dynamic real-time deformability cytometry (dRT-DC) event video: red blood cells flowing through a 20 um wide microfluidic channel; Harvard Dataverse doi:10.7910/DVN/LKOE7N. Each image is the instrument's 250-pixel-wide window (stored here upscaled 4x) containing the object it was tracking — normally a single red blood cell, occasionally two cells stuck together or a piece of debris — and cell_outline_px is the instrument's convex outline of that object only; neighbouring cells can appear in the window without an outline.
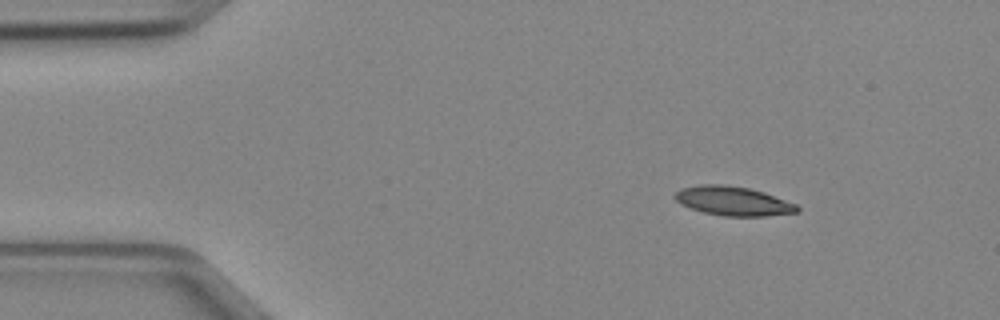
{"species": "Egyptian fruit bat (a non-hibernating species)", "species_latin": "Rousettus aegyptiacus", "temperature_condition": "cold", "stored_images_in_passage": 44, "camera_frame_rate_fps": 3000, "um_per_image_px": 0.085, "animal": {"sex": "female"}, "frame": {"image": 1, "passage_image": 1, "time_ms": 0.0, "image_size_px": [1000, 320], "cell_outline_px": [[800, 212], [764, 216], [724, 216], [704, 212], [680, 204], [672, 196], [680, 188], [700, 184], [724, 184], [748, 188], [764, 192], [796, 204], [800, 208]], "centroid_in_image_um": [62.3, 17.08], "position_along_channel_um": 22.7, "area_um2": 20.81}}
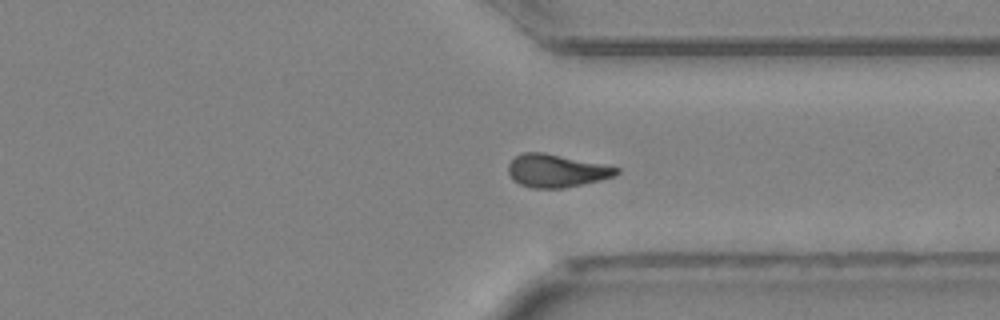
{"frame": {"image": 2, "passage_image": 32, "time_ms": 10.333, "image_size_px": [1000, 320], "cell_outline_px": [[620, 172], [616, 176], [600, 180], [564, 188], [532, 188], [520, 184], [512, 180], [508, 172], [508, 164], [516, 156], [524, 152], [544, 152], [604, 164], [620, 168]], "centroid_in_image_um": [47.3, 14.51], "position_along_channel_um": 364.1, "area_um2": 20.87}}
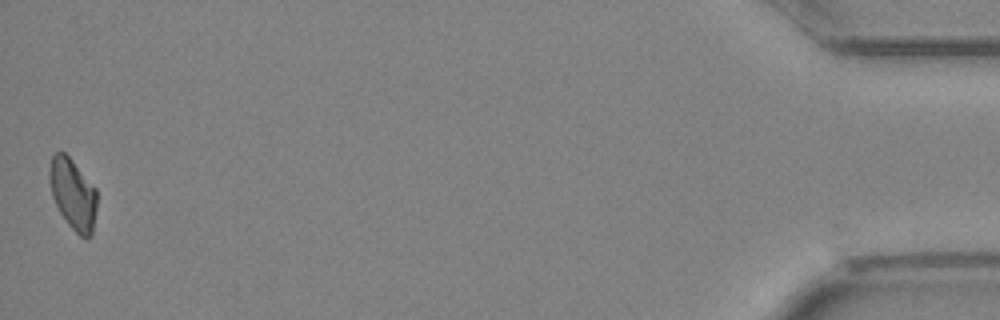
{"frame": {"image": 3, "passage_image": 44, "time_ms": 14.333, "image_size_px": [1000, 320], "cell_outline_px": [[96, 208], [92, 236], [80, 236], [68, 224], [60, 212], [52, 196], [48, 176], [48, 172], [52, 156], [56, 152], [64, 152], [72, 160], [96, 188]], "centroid_in_image_um": [6.19, 16.48], "position_along_channel_um": 429.0, "area_um2": 19.42}, "authors_computed_cell_mechanics": {"area_um2": 20.8369, "velocity_mm_per_s": 4.0213, "shape_relaxation_time_tau1_ms": null, "shape_relaxation_time_tau2_ms": 8.4929, "deformation_change_tau1": null, "deformation_change_tau2": 0.1636}}